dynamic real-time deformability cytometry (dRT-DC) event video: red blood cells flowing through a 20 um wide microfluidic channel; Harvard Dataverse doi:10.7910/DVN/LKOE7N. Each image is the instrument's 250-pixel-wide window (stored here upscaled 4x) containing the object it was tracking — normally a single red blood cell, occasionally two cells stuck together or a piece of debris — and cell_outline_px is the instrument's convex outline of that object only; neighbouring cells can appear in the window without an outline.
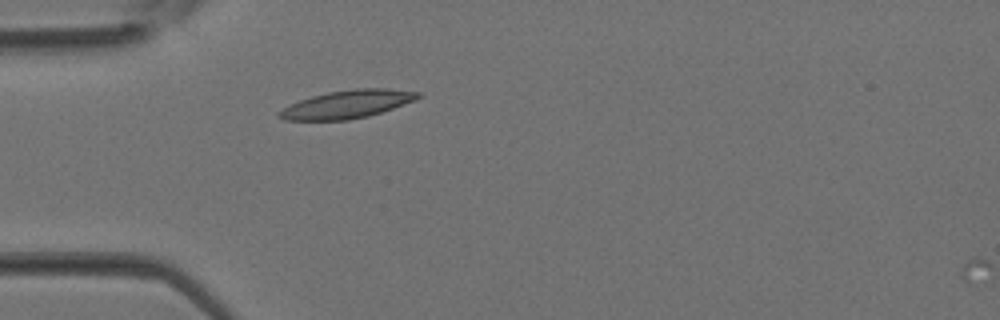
{"species": "Egyptian fruit bat (a non-hibernating species)", "species_latin": "Rousettus aegyptiacus", "temperature_condition": "room temperature", "stored_images_in_passage": 2, "camera_frame_rate_fps": 3000, "um_per_image_px": 0.085, "animal": {"sex": "female"}, "frame": {"image": 1, "passage_image": 2, "time_ms": 0.333, "image_size_px": [1000, 320], "cell_outline_px": [[424, 96], [416, 100], [368, 116], [348, 120], [284, 120], [276, 116], [276, 112], [300, 100], [312, 96], [328, 92], [356, 88], [388, 88], [420, 92]], "centroid_in_image_um": [29.53, 8.86], "position_along_channel_um": 55.5, "area_um2": 22.66}}